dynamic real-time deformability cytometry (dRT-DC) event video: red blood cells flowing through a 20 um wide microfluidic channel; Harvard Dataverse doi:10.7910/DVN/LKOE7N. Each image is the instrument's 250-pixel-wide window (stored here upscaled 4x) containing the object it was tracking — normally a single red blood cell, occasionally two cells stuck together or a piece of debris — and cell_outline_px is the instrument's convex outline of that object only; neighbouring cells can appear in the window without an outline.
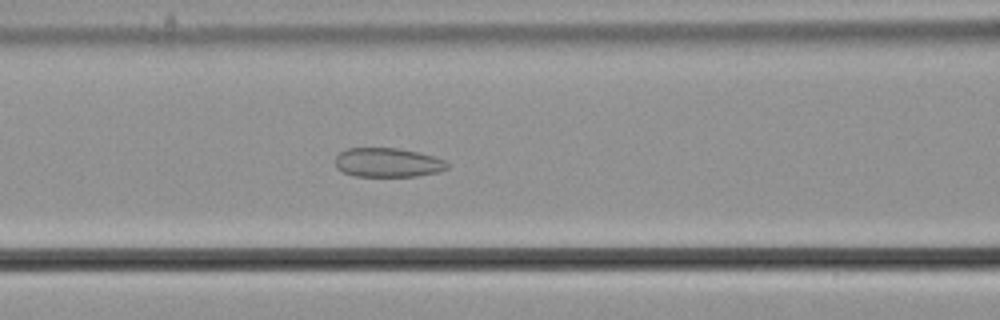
{"species": "common noctule bat (a hibernating species)", "species_latin": "Nyctalus noctula", "temperature_condition": "cold", "stored_images_in_passage": 56, "camera_frame_rate_fps": 3000, "um_per_image_px": 0.085, "animal": {"sex": "male", "body_mass_g": 21.5, "forearm_length_mm": 52.0}, "frame": {"image": 1, "passage_image": 24, "time_ms": 7.667, "image_size_px": [1000, 320], "cell_outline_px": [[448, 168], [440, 172], [416, 176], [356, 176], [344, 172], [336, 168], [336, 156], [340, 152], [348, 148], [396, 148], [416, 152], [432, 156], [444, 160], [448, 164]], "centroid_in_image_um": [32.96, 13.82], "position_along_channel_um": 133.6, "area_um2": 18.9}}
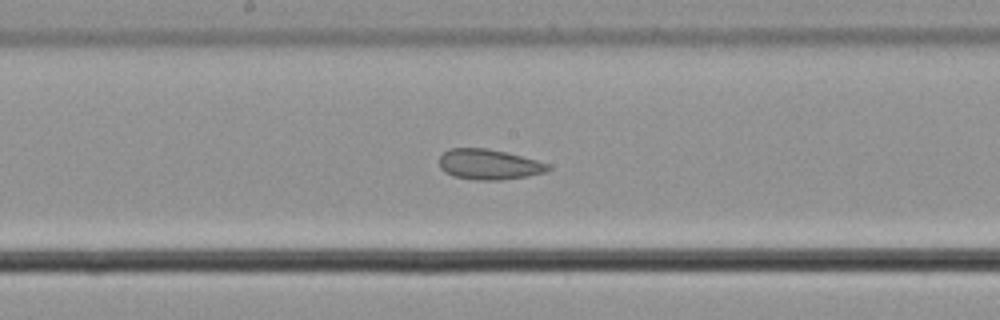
{"frame": {"image": 2, "passage_image": 30, "time_ms": 9.667, "image_size_px": [1000, 320], "cell_outline_px": [[552, 168], [548, 172], [528, 176], [500, 180], [476, 180], [452, 176], [444, 172], [440, 168], [440, 156], [448, 148], [484, 148], [504, 152], [536, 160], [548, 164]], "centroid_in_image_um": [41.55, 13.99], "position_along_channel_um": 206.7, "area_um2": 19.25}}
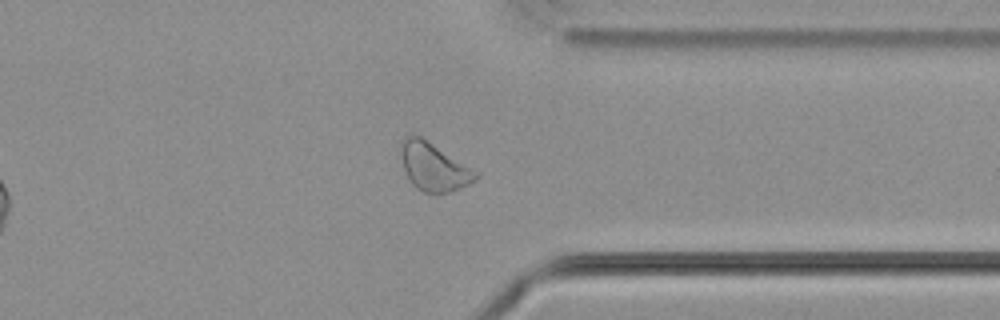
{"frame": {"image": 3, "passage_image": 44, "time_ms": 14.333, "image_size_px": [1000, 320], "cell_outline_px": [[480, 176], [476, 180], [452, 192], [436, 196], [424, 192], [416, 188], [412, 184], [404, 168], [400, 152], [400, 144], [404, 136], [420, 136], [480, 172]], "centroid_in_image_um": [36.9, 14.22], "position_along_channel_um": 374.5, "area_um2": 21.27}, "authors_computed_cell_mechanics": {"area_um2": 23.9292, "velocity_mm_per_s": 3.6538, "shape_relaxation_time_tau1_ms": null, "shape_relaxation_time_tau2_ms": 3.2847, "deformation_change_tau1": null, "deformation_change_tau2": 0.0948}}